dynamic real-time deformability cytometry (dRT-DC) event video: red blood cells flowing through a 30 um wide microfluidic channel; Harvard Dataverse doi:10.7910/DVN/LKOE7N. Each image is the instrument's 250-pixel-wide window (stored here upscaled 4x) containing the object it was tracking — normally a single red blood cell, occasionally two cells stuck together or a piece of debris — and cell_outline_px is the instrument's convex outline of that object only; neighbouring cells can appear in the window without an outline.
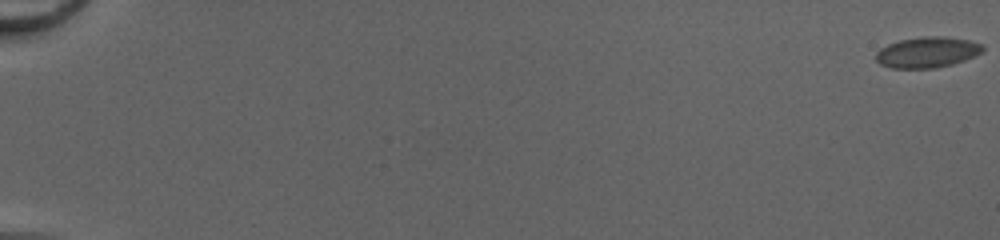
{"species": "common noctule bat (a hibernating species)", "species_latin": "Nyctalus noctula", "temperature_condition": "cold", "stored_images_in_passage": 55, "camera_frame_rate_fps": 3000, "um_per_image_px": 0.085, "animal": {"sex": "female", "body_mass_g": 20.0, "forearm_length_mm": 54.0}, "frame": {"image": 1, "passage_image": 1, "time_ms": 0.0, "image_size_px": [1000, 240], "cell_outline_px": [[984, 48], [980, 52], [972, 56], [948, 64], [932, 68], [892, 68], [880, 64], [876, 60], [876, 52], [888, 44], [900, 40], [928, 36], [964, 40], [980, 44]], "centroid_in_image_um": [78.71, 4.45], "position_along_channel_um": 6.3, "area_um2": 18.21}}
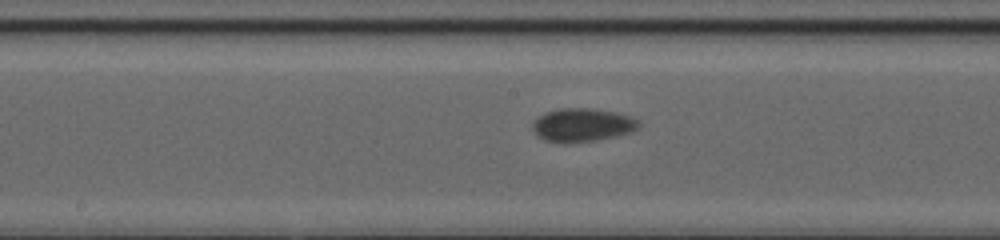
{"frame": {"image": 2, "passage_image": 32, "time_ms": 10.333, "image_size_px": [1000, 240], "cell_outline_px": [[640, 124], [632, 132], [616, 136], [596, 140], [564, 144], [544, 140], [532, 128], [532, 124], [544, 112], [560, 108], [588, 108], [616, 112], [628, 116], [636, 120]], "centroid_in_image_um": [49.48, 10.63], "position_along_channel_um": 198.7, "area_um2": 20.52}}
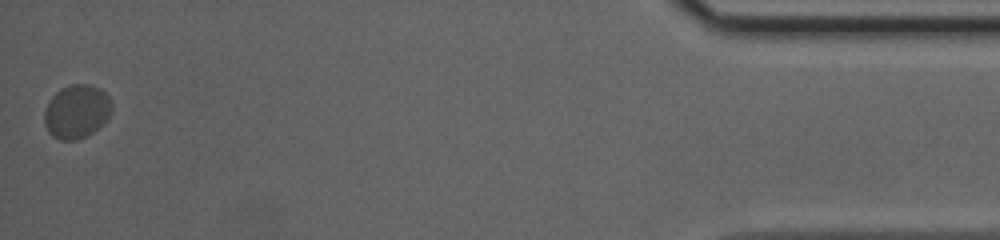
{"frame": {"image": 3, "passage_image": 55, "time_ms": 18.0, "image_size_px": [1000, 240], "cell_outline_px": [[112, 112], [92, 132], [76, 140], [60, 140], [52, 136], [48, 132], [44, 124], [44, 112], [52, 96], [56, 92], [72, 84], [88, 84], [100, 88], [108, 96], [112, 104]], "centroid_in_image_um": [6.5, 9.48], "position_along_channel_um": 428.7, "area_um2": 20.81}, "authors_computed_cell_mechanics": {"area_um2": 18.496, "velocity_mm_per_s": 4.0269, "shape_relaxation_time_tau1_ms": 6.8194, "shape_relaxation_time_tau2_ms": null, "deformation_change_tau1": 0.1425, "deformation_change_tau2": null}}